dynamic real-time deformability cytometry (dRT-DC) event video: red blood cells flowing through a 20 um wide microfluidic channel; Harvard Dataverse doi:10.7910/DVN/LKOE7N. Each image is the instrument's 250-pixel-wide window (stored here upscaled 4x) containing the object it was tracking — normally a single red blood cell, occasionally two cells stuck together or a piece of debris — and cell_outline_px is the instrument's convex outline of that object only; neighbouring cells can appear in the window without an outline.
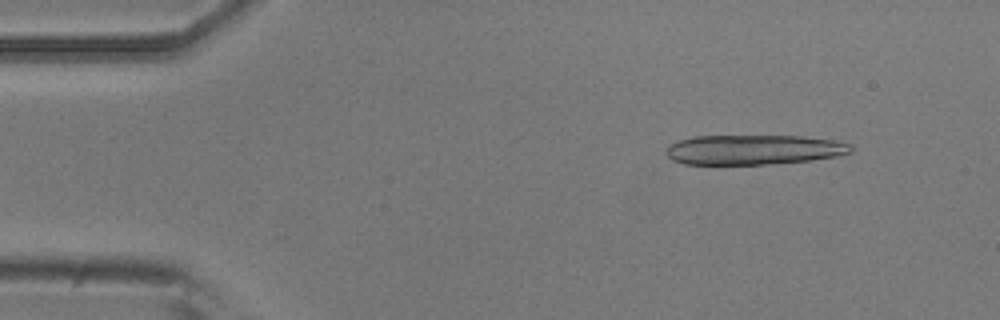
{"species": "common noctule bat (a hibernating species)", "species_latin": "Nyctalus noctula", "temperature_condition": "room temperature", "stored_images_in_passage": 13, "camera_frame_rate_fps": 3000, "um_per_image_px": 0.085, "animal": {"sex": "male", "body_mass_g": 20.5, "forearm_length_mm": 52.5}, "frame": {"image": 1, "passage_image": 4, "time_ms": 1.0, "image_size_px": [1000, 320], "cell_outline_px": [[852, 152], [836, 156], [812, 160], [764, 164], [684, 164], [672, 160], [664, 152], [668, 144], [680, 140], [696, 136], [800, 136], [836, 140], [852, 144]], "centroid_in_image_um": [64.05, 12.72], "position_along_channel_um": 20.9, "area_um2": 32.19}}